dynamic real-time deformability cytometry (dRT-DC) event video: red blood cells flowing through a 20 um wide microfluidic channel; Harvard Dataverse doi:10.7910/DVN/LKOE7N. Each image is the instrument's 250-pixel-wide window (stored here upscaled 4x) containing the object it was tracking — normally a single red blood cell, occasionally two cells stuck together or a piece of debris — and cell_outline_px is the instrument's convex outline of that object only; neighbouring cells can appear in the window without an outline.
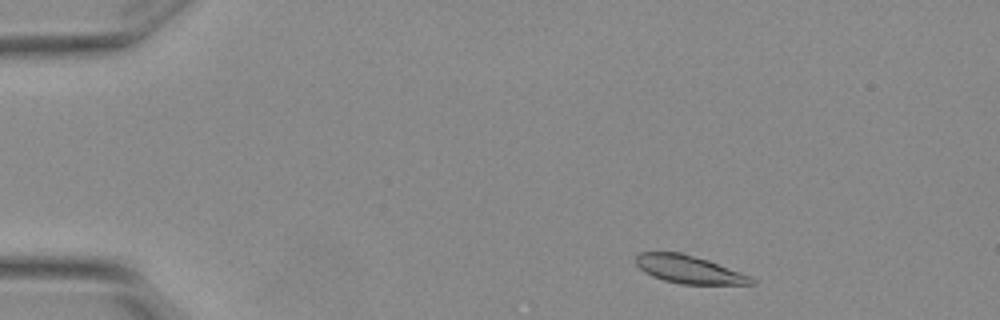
{"species": "Egyptian fruit bat (a non-hibernating species)", "species_latin": "Rousettus aegyptiacus", "temperature_condition": "warm", "stored_images_in_passage": 4, "camera_frame_rate_fps": 3000, "um_per_image_px": 0.085, "animal": {"sex": "female"}, "frame": {"image": 1, "passage_image": 1, "time_ms": 0.0, "image_size_px": [1000, 320], "cell_outline_px": [[756, 284], [680, 284], [664, 280], [652, 276], [644, 272], [636, 264], [636, 256], [640, 252], [684, 252], [708, 260], [740, 272], [756, 280]], "centroid_in_image_um": [58.54, 22.89], "position_along_channel_um": 26.5, "area_um2": 18.73}}